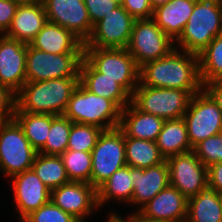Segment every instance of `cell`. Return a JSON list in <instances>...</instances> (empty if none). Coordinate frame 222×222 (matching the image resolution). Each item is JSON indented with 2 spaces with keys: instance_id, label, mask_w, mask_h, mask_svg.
Wrapping results in <instances>:
<instances>
[{
  "instance_id": "cell-1",
  "label": "cell",
  "mask_w": 222,
  "mask_h": 222,
  "mask_svg": "<svg viewBox=\"0 0 222 222\" xmlns=\"http://www.w3.org/2000/svg\"><path fill=\"white\" fill-rule=\"evenodd\" d=\"M139 83L153 88H173L192 96L203 89L197 54L174 48L160 59L140 66Z\"/></svg>"
},
{
  "instance_id": "cell-2",
  "label": "cell",
  "mask_w": 222,
  "mask_h": 222,
  "mask_svg": "<svg viewBox=\"0 0 222 222\" xmlns=\"http://www.w3.org/2000/svg\"><path fill=\"white\" fill-rule=\"evenodd\" d=\"M80 77L54 78L26 82L16 93L15 112L63 115Z\"/></svg>"
},
{
  "instance_id": "cell-3",
  "label": "cell",
  "mask_w": 222,
  "mask_h": 222,
  "mask_svg": "<svg viewBox=\"0 0 222 222\" xmlns=\"http://www.w3.org/2000/svg\"><path fill=\"white\" fill-rule=\"evenodd\" d=\"M222 32V0H197L175 48L200 54Z\"/></svg>"
},
{
  "instance_id": "cell-4",
  "label": "cell",
  "mask_w": 222,
  "mask_h": 222,
  "mask_svg": "<svg viewBox=\"0 0 222 222\" xmlns=\"http://www.w3.org/2000/svg\"><path fill=\"white\" fill-rule=\"evenodd\" d=\"M121 111L112 100L88 91L79 83L63 116L72 123L92 125L105 131L120 126Z\"/></svg>"
},
{
  "instance_id": "cell-5",
  "label": "cell",
  "mask_w": 222,
  "mask_h": 222,
  "mask_svg": "<svg viewBox=\"0 0 222 222\" xmlns=\"http://www.w3.org/2000/svg\"><path fill=\"white\" fill-rule=\"evenodd\" d=\"M84 59L97 72L113 79L133 95L139 84L140 67L126 48L84 47Z\"/></svg>"
},
{
  "instance_id": "cell-6",
  "label": "cell",
  "mask_w": 222,
  "mask_h": 222,
  "mask_svg": "<svg viewBox=\"0 0 222 222\" xmlns=\"http://www.w3.org/2000/svg\"><path fill=\"white\" fill-rule=\"evenodd\" d=\"M37 151L13 118L0 122V173L7 179L31 169Z\"/></svg>"
},
{
  "instance_id": "cell-7",
  "label": "cell",
  "mask_w": 222,
  "mask_h": 222,
  "mask_svg": "<svg viewBox=\"0 0 222 222\" xmlns=\"http://www.w3.org/2000/svg\"><path fill=\"white\" fill-rule=\"evenodd\" d=\"M192 95L181 89L153 88L140 83L131 96V102L141 111L164 120L184 116Z\"/></svg>"
},
{
  "instance_id": "cell-8",
  "label": "cell",
  "mask_w": 222,
  "mask_h": 222,
  "mask_svg": "<svg viewBox=\"0 0 222 222\" xmlns=\"http://www.w3.org/2000/svg\"><path fill=\"white\" fill-rule=\"evenodd\" d=\"M84 53L53 54L33 48L26 54L27 82H40L54 78L80 77V65Z\"/></svg>"
},
{
  "instance_id": "cell-9",
  "label": "cell",
  "mask_w": 222,
  "mask_h": 222,
  "mask_svg": "<svg viewBox=\"0 0 222 222\" xmlns=\"http://www.w3.org/2000/svg\"><path fill=\"white\" fill-rule=\"evenodd\" d=\"M91 155V185L97 190L115 171L127 165L124 132L119 127L102 131Z\"/></svg>"
},
{
  "instance_id": "cell-10",
  "label": "cell",
  "mask_w": 222,
  "mask_h": 222,
  "mask_svg": "<svg viewBox=\"0 0 222 222\" xmlns=\"http://www.w3.org/2000/svg\"><path fill=\"white\" fill-rule=\"evenodd\" d=\"M174 48L175 42L152 18L135 20L126 49L139 67L166 56Z\"/></svg>"
},
{
  "instance_id": "cell-11",
  "label": "cell",
  "mask_w": 222,
  "mask_h": 222,
  "mask_svg": "<svg viewBox=\"0 0 222 222\" xmlns=\"http://www.w3.org/2000/svg\"><path fill=\"white\" fill-rule=\"evenodd\" d=\"M183 119L192 148L222 131V111L204 89L192 96Z\"/></svg>"
},
{
  "instance_id": "cell-12",
  "label": "cell",
  "mask_w": 222,
  "mask_h": 222,
  "mask_svg": "<svg viewBox=\"0 0 222 222\" xmlns=\"http://www.w3.org/2000/svg\"><path fill=\"white\" fill-rule=\"evenodd\" d=\"M135 19L120 4L93 25L84 47L127 48Z\"/></svg>"
},
{
  "instance_id": "cell-13",
  "label": "cell",
  "mask_w": 222,
  "mask_h": 222,
  "mask_svg": "<svg viewBox=\"0 0 222 222\" xmlns=\"http://www.w3.org/2000/svg\"><path fill=\"white\" fill-rule=\"evenodd\" d=\"M166 161L169 167L170 185L188 200L208 184L207 167L193 150L171 156Z\"/></svg>"
},
{
  "instance_id": "cell-14",
  "label": "cell",
  "mask_w": 222,
  "mask_h": 222,
  "mask_svg": "<svg viewBox=\"0 0 222 222\" xmlns=\"http://www.w3.org/2000/svg\"><path fill=\"white\" fill-rule=\"evenodd\" d=\"M50 201L79 222H85L95 210H99L97 190L84 182L70 181L51 190Z\"/></svg>"
},
{
  "instance_id": "cell-15",
  "label": "cell",
  "mask_w": 222,
  "mask_h": 222,
  "mask_svg": "<svg viewBox=\"0 0 222 222\" xmlns=\"http://www.w3.org/2000/svg\"><path fill=\"white\" fill-rule=\"evenodd\" d=\"M47 20L72 32L85 43L91 35L90 21L84 0H42Z\"/></svg>"
},
{
  "instance_id": "cell-16",
  "label": "cell",
  "mask_w": 222,
  "mask_h": 222,
  "mask_svg": "<svg viewBox=\"0 0 222 222\" xmlns=\"http://www.w3.org/2000/svg\"><path fill=\"white\" fill-rule=\"evenodd\" d=\"M9 180L12 181L11 191L19 222L50 201L51 190L32 169L16 174Z\"/></svg>"
},
{
  "instance_id": "cell-17",
  "label": "cell",
  "mask_w": 222,
  "mask_h": 222,
  "mask_svg": "<svg viewBox=\"0 0 222 222\" xmlns=\"http://www.w3.org/2000/svg\"><path fill=\"white\" fill-rule=\"evenodd\" d=\"M28 44L2 36L0 39V84L17 93L27 82Z\"/></svg>"
},
{
  "instance_id": "cell-18",
  "label": "cell",
  "mask_w": 222,
  "mask_h": 222,
  "mask_svg": "<svg viewBox=\"0 0 222 222\" xmlns=\"http://www.w3.org/2000/svg\"><path fill=\"white\" fill-rule=\"evenodd\" d=\"M130 174L133 178L132 205L136 206L137 211L170 185L169 167L166 160L145 169L130 167Z\"/></svg>"
},
{
  "instance_id": "cell-19",
  "label": "cell",
  "mask_w": 222,
  "mask_h": 222,
  "mask_svg": "<svg viewBox=\"0 0 222 222\" xmlns=\"http://www.w3.org/2000/svg\"><path fill=\"white\" fill-rule=\"evenodd\" d=\"M188 199L169 185L139 211L148 218L168 222H186Z\"/></svg>"
},
{
  "instance_id": "cell-20",
  "label": "cell",
  "mask_w": 222,
  "mask_h": 222,
  "mask_svg": "<svg viewBox=\"0 0 222 222\" xmlns=\"http://www.w3.org/2000/svg\"><path fill=\"white\" fill-rule=\"evenodd\" d=\"M47 21L42 0L29 5H19L4 36L30 44Z\"/></svg>"
},
{
  "instance_id": "cell-21",
  "label": "cell",
  "mask_w": 222,
  "mask_h": 222,
  "mask_svg": "<svg viewBox=\"0 0 222 222\" xmlns=\"http://www.w3.org/2000/svg\"><path fill=\"white\" fill-rule=\"evenodd\" d=\"M33 48L53 53H84V43L72 32L58 24L47 21L30 42Z\"/></svg>"
},
{
  "instance_id": "cell-22",
  "label": "cell",
  "mask_w": 222,
  "mask_h": 222,
  "mask_svg": "<svg viewBox=\"0 0 222 222\" xmlns=\"http://www.w3.org/2000/svg\"><path fill=\"white\" fill-rule=\"evenodd\" d=\"M80 83L90 92L112 100L121 110L130 102L131 95L116 81L97 72L84 58L80 65Z\"/></svg>"
},
{
  "instance_id": "cell-23",
  "label": "cell",
  "mask_w": 222,
  "mask_h": 222,
  "mask_svg": "<svg viewBox=\"0 0 222 222\" xmlns=\"http://www.w3.org/2000/svg\"><path fill=\"white\" fill-rule=\"evenodd\" d=\"M197 0H170L153 10L152 19L174 42L182 34Z\"/></svg>"
},
{
  "instance_id": "cell-24",
  "label": "cell",
  "mask_w": 222,
  "mask_h": 222,
  "mask_svg": "<svg viewBox=\"0 0 222 222\" xmlns=\"http://www.w3.org/2000/svg\"><path fill=\"white\" fill-rule=\"evenodd\" d=\"M164 119L139 110L130 102L121 111L119 128L131 138L156 141L162 130Z\"/></svg>"
},
{
  "instance_id": "cell-25",
  "label": "cell",
  "mask_w": 222,
  "mask_h": 222,
  "mask_svg": "<svg viewBox=\"0 0 222 222\" xmlns=\"http://www.w3.org/2000/svg\"><path fill=\"white\" fill-rule=\"evenodd\" d=\"M186 222H222V195L207 184L188 200Z\"/></svg>"
},
{
  "instance_id": "cell-26",
  "label": "cell",
  "mask_w": 222,
  "mask_h": 222,
  "mask_svg": "<svg viewBox=\"0 0 222 222\" xmlns=\"http://www.w3.org/2000/svg\"><path fill=\"white\" fill-rule=\"evenodd\" d=\"M133 178L130 174V166L124 167L115 171L98 189L97 203L98 207L102 208L110 201L121 204L126 203L132 205L133 195Z\"/></svg>"
},
{
  "instance_id": "cell-27",
  "label": "cell",
  "mask_w": 222,
  "mask_h": 222,
  "mask_svg": "<svg viewBox=\"0 0 222 222\" xmlns=\"http://www.w3.org/2000/svg\"><path fill=\"white\" fill-rule=\"evenodd\" d=\"M155 142L165 160L171 156L193 150L188 139L187 125L183 117L165 120Z\"/></svg>"
},
{
  "instance_id": "cell-28",
  "label": "cell",
  "mask_w": 222,
  "mask_h": 222,
  "mask_svg": "<svg viewBox=\"0 0 222 222\" xmlns=\"http://www.w3.org/2000/svg\"><path fill=\"white\" fill-rule=\"evenodd\" d=\"M126 163L134 168H149L165 161L155 141L128 137L124 133Z\"/></svg>"
},
{
  "instance_id": "cell-29",
  "label": "cell",
  "mask_w": 222,
  "mask_h": 222,
  "mask_svg": "<svg viewBox=\"0 0 222 222\" xmlns=\"http://www.w3.org/2000/svg\"><path fill=\"white\" fill-rule=\"evenodd\" d=\"M14 119L21 126L32 147L38 152L46 143L51 127V114L14 112Z\"/></svg>"
},
{
  "instance_id": "cell-30",
  "label": "cell",
  "mask_w": 222,
  "mask_h": 222,
  "mask_svg": "<svg viewBox=\"0 0 222 222\" xmlns=\"http://www.w3.org/2000/svg\"><path fill=\"white\" fill-rule=\"evenodd\" d=\"M31 169L50 190L70 182L60 156L38 152Z\"/></svg>"
},
{
  "instance_id": "cell-31",
  "label": "cell",
  "mask_w": 222,
  "mask_h": 222,
  "mask_svg": "<svg viewBox=\"0 0 222 222\" xmlns=\"http://www.w3.org/2000/svg\"><path fill=\"white\" fill-rule=\"evenodd\" d=\"M202 84L222 77V32L198 54Z\"/></svg>"
},
{
  "instance_id": "cell-32",
  "label": "cell",
  "mask_w": 222,
  "mask_h": 222,
  "mask_svg": "<svg viewBox=\"0 0 222 222\" xmlns=\"http://www.w3.org/2000/svg\"><path fill=\"white\" fill-rule=\"evenodd\" d=\"M72 122L63 115L51 114V127L45 145L38 151L44 155L60 156L67 150Z\"/></svg>"
},
{
  "instance_id": "cell-33",
  "label": "cell",
  "mask_w": 222,
  "mask_h": 222,
  "mask_svg": "<svg viewBox=\"0 0 222 222\" xmlns=\"http://www.w3.org/2000/svg\"><path fill=\"white\" fill-rule=\"evenodd\" d=\"M60 157L70 181L91 184V152L66 150Z\"/></svg>"
},
{
  "instance_id": "cell-34",
  "label": "cell",
  "mask_w": 222,
  "mask_h": 222,
  "mask_svg": "<svg viewBox=\"0 0 222 222\" xmlns=\"http://www.w3.org/2000/svg\"><path fill=\"white\" fill-rule=\"evenodd\" d=\"M102 131L96 126L73 123L70 129L67 150L91 152Z\"/></svg>"
},
{
  "instance_id": "cell-35",
  "label": "cell",
  "mask_w": 222,
  "mask_h": 222,
  "mask_svg": "<svg viewBox=\"0 0 222 222\" xmlns=\"http://www.w3.org/2000/svg\"><path fill=\"white\" fill-rule=\"evenodd\" d=\"M198 159L208 168L222 162V135L217 134L201 141L193 148Z\"/></svg>"
},
{
  "instance_id": "cell-36",
  "label": "cell",
  "mask_w": 222,
  "mask_h": 222,
  "mask_svg": "<svg viewBox=\"0 0 222 222\" xmlns=\"http://www.w3.org/2000/svg\"><path fill=\"white\" fill-rule=\"evenodd\" d=\"M21 222H79L51 201L26 216Z\"/></svg>"
},
{
  "instance_id": "cell-37",
  "label": "cell",
  "mask_w": 222,
  "mask_h": 222,
  "mask_svg": "<svg viewBox=\"0 0 222 222\" xmlns=\"http://www.w3.org/2000/svg\"><path fill=\"white\" fill-rule=\"evenodd\" d=\"M92 25L121 4V0H84Z\"/></svg>"
},
{
  "instance_id": "cell-38",
  "label": "cell",
  "mask_w": 222,
  "mask_h": 222,
  "mask_svg": "<svg viewBox=\"0 0 222 222\" xmlns=\"http://www.w3.org/2000/svg\"><path fill=\"white\" fill-rule=\"evenodd\" d=\"M121 5L135 20L152 18L150 0H121Z\"/></svg>"
},
{
  "instance_id": "cell-39",
  "label": "cell",
  "mask_w": 222,
  "mask_h": 222,
  "mask_svg": "<svg viewBox=\"0 0 222 222\" xmlns=\"http://www.w3.org/2000/svg\"><path fill=\"white\" fill-rule=\"evenodd\" d=\"M16 94L0 84V122L14 118L16 108Z\"/></svg>"
},
{
  "instance_id": "cell-40",
  "label": "cell",
  "mask_w": 222,
  "mask_h": 222,
  "mask_svg": "<svg viewBox=\"0 0 222 222\" xmlns=\"http://www.w3.org/2000/svg\"><path fill=\"white\" fill-rule=\"evenodd\" d=\"M18 6L11 0H0V32L3 35L9 29Z\"/></svg>"
},
{
  "instance_id": "cell-41",
  "label": "cell",
  "mask_w": 222,
  "mask_h": 222,
  "mask_svg": "<svg viewBox=\"0 0 222 222\" xmlns=\"http://www.w3.org/2000/svg\"><path fill=\"white\" fill-rule=\"evenodd\" d=\"M208 185L222 195V162L215 163L207 168Z\"/></svg>"
},
{
  "instance_id": "cell-42",
  "label": "cell",
  "mask_w": 222,
  "mask_h": 222,
  "mask_svg": "<svg viewBox=\"0 0 222 222\" xmlns=\"http://www.w3.org/2000/svg\"><path fill=\"white\" fill-rule=\"evenodd\" d=\"M203 89L212 97L222 111V77L203 84Z\"/></svg>"
},
{
  "instance_id": "cell-43",
  "label": "cell",
  "mask_w": 222,
  "mask_h": 222,
  "mask_svg": "<svg viewBox=\"0 0 222 222\" xmlns=\"http://www.w3.org/2000/svg\"><path fill=\"white\" fill-rule=\"evenodd\" d=\"M126 222H168L164 220H157L148 218L145 215H143L140 211L134 210L131 212L127 217L123 218Z\"/></svg>"
},
{
  "instance_id": "cell-44",
  "label": "cell",
  "mask_w": 222,
  "mask_h": 222,
  "mask_svg": "<svg viewBox=\"0 0 222 222\" xmlns=\"http://www.w3.org/2000/svg\"><path fill=\"white\" fill-rule=\"evenodd\" d=\"M111 213H109L110 215H108L107 217V222H126L121 214H119V212L117 213L116 210L114 211H110Z\"/></svg>"
},
{
  "instance_id": "cell-45",
  "label": "cell",
  "mask_w": 222,
  "mask_h": 222,
  "mask_svg": "<svg viewBox=\"0 0 222 222\" xmlns=\"http://www.w3.org/2000/svg\"><path fill=\"white\" fill-rule=\"evenodd\" d=\"M170 0H150V4H151V6H152V8H153V10L155 9V8H157L158 6H161V5H163V4H166V3H168Z\"/></svg>"
},
{
  "instance_id": "cell-46",
  "label": "cell",
  "mask_w": 222,
  "mask_h": 222,
  "mask_svg": "<svg viewBox=\"0 0 222 222\" xmlns=\"http://www.w3.org/2000/svg\"><path fill=\"white\" fill-rule=\"evenodd\" d=\"M11 1H13L14 3L18 5H29V4L39 2L40 0H11Z\"/></svg>"
}]
</instances>
